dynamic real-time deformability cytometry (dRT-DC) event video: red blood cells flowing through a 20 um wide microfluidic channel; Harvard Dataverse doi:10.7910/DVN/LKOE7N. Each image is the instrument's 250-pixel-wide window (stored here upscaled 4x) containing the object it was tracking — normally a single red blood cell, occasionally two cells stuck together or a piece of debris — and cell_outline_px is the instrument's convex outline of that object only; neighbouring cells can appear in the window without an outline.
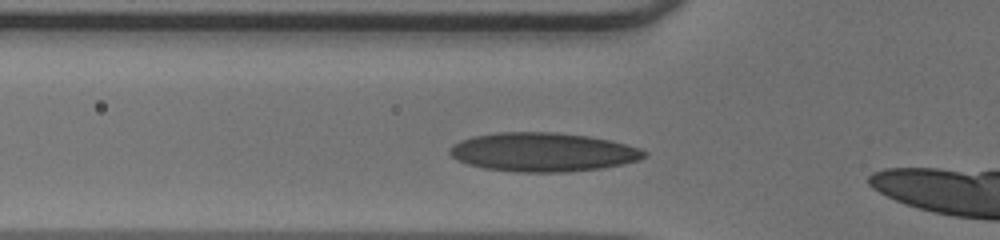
{"species": "human", "species_latin": "Homo sapiens", "temperature_condition": "warm", "stored_images_in_passage": 20, "camera_frame_rate_fps": 3000, "um_per_image_px": 0.085, "donor": {"sex": "male"}, "frame": {"image": 1, "passage_image": 2, "time_ms": 0.333, "image_size_px": [1000, 240], "cell_outline_px": [[648, 156], [640, 160], [600, 168], [568, 172], [512, 172], [484, 168], [468, 164], [456, 160], [448, 152], [448, 148], [452, 144], [460, 140], [472, 136], [496, 132], [556, 132], [588, 136], [608, 140], [640, 148], [648, 152]], "centroid_in_image_um": [46.1, 12.93], "position_along_channel_um": 79.7, "area_um2": 44.33}}
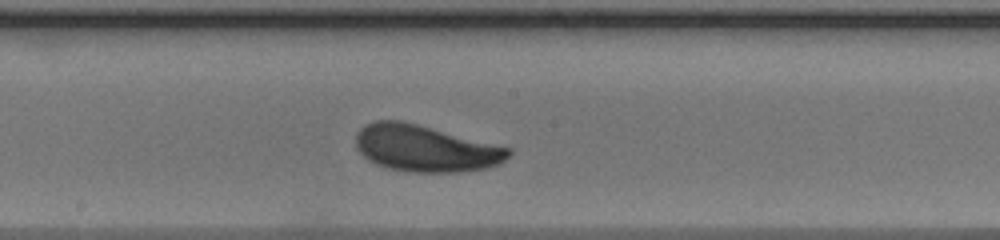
{"frame": {"image": 2, "passage_image": 12, "time_ms": 3.667, "image_size_px": [1000, 240], "cell_outline_px": [[512, 152], [500, 164], [484, 168], [456, 172], [408, 172], [388, 168], [376, 164], [368, 160], [356, 148], [356, 132], [364, 124], [372, 120], [404, 120], [512, 148]], "centroid_in_image_um": [36.13, 12.59], "position_along_channel_um": 212.1, "area_um2": 41.85}}
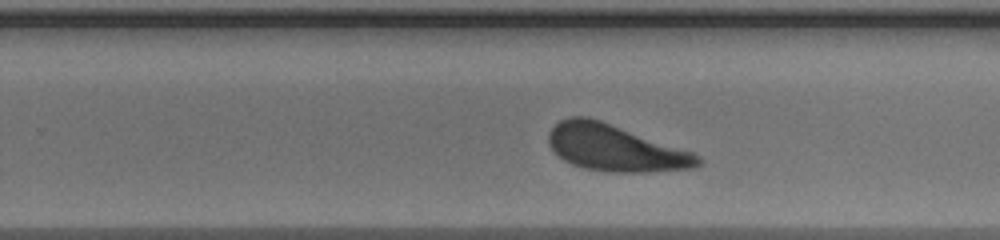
{"frame": {"image": 3, "passage_image": 17, "time_ms": 5.333, "image_size_px": [1000, 240], "cell_outline_px": [[704, 164], [696, 168], [648, 172], [608, 172], [584, 168], [572, 164], [564, 160], [548, 144], [548, 132], [560, 120], [568, 116], [588, 116], [600, 120], [692, 152], [700, 156], [704, 160]], "centroid_in_image_um": [52.31, 12.58], "position_along_channel_um": 277.5, "area_um2": 40.46}}